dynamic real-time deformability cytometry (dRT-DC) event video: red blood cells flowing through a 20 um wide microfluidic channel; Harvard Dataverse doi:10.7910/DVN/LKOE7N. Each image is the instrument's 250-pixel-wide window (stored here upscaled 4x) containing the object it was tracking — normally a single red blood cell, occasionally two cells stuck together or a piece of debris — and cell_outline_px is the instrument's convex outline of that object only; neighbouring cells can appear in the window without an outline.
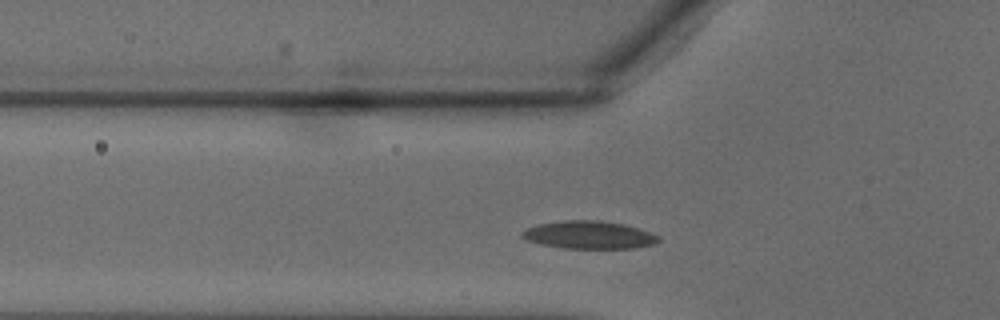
{"species": "common noctule bat (a hibernating species)", "species_latin": "Nyctalus noctula", "temperature_condition": "warm", "stored_images_in_passage": 29, "camera_frame_rate_fps": 3000, "um_per_image_px": 0.085, "animal": {"sex": "male", "body_mass_g": 18.8}, "frame": {"image": 1, "passage_image": 4, "time_ms": 1.0, "image_size_px": [1000, 320], "cell_outline_px": [[660, 240], [656, 244], [636, 248], [560, 248], [540, 244], [528, 240], [520, 236], [520, 232], [528, 228], [540, 224], [564, 220], [600, 220], [624, 224], [640, 228], [660, 236]], "centroid_in_image_um": [50.11, 19.97], "position_along_channel_um": 75.7, "area_um2": 22.25}}
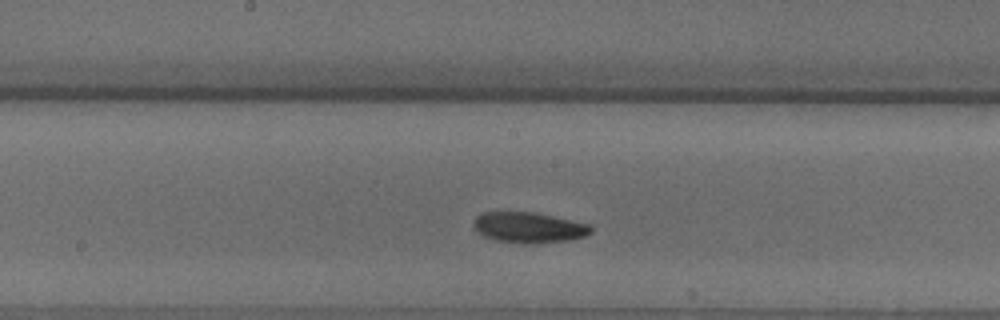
{"frame": {"image": 2, "passage_image": 11, "time_ms": 3.333, "image_size_px": [1000, 320], "cell_outline_px": [[592, 232], [584, 236], [568, 240], [496, 240], [484, 236], [472, 224], [476, 216], [484, 212], [536, 212], [592, 224]], "centroid_in_image_um": [44.98, 19.26], "position_along_channel_um": 203.2, "area_um2": 19.88}}
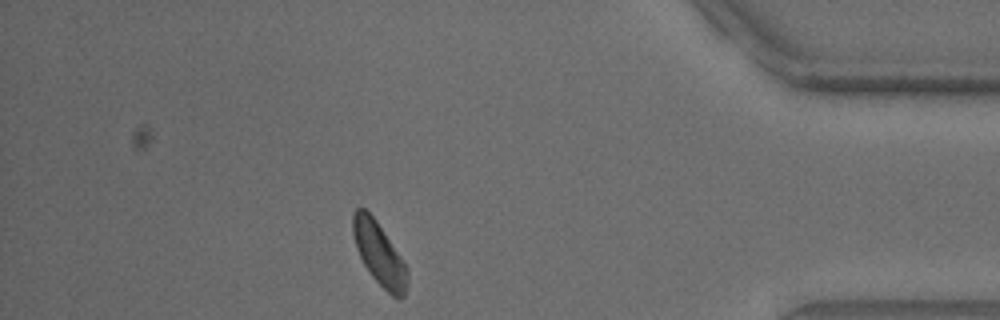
{"frame": {"image": 3, "passage_image": 24, "time_ms": 7.667, "image_size_px": [1000, 320], "cell_outline_px": [[408, 284], [404, 296], [400, 300], [392, 296], [372, 276], [364, 264], [356, 248], [352, 232], [352, 212], [360, 204], [376, 220], [408, 268]], "centroid_in_image_um": [32.22, 21.56], "position_along_channel_um": 403.0, "area_um2": 19.94}}